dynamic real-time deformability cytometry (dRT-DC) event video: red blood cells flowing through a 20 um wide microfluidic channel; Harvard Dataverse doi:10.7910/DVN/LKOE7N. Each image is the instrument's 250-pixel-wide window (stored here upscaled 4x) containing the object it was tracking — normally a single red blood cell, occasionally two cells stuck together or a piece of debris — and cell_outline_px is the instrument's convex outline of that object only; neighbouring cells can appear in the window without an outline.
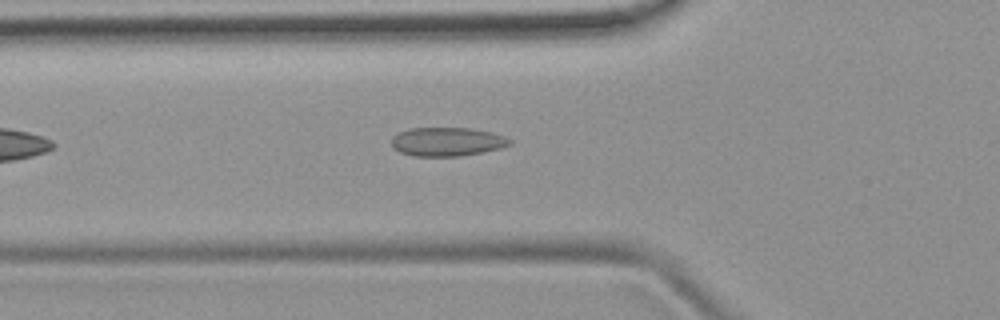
{"species": "common noctule bat (a hibernating species)", "species_latin": "Nyctalus noctula", "temperature_condition": "room temperature", "stored_images_in_passage": 22, "camera_frame_rate_fps": 3000, "um_per_image_px": 0.085, "animal": {"sex": "female", "body_mass_g": 19.9}, "frame": {"image": 1, "passage_image": 2, "time_ms": 0.333, "image_size_px": [1000, 320], "cell_outline_px": [[512, 144], [500, 148], [484, 152], [460, 156], [412, 156], [400, 152], [392, 148], [392, 136], [408, 128], [472, 128], [492, 132], [504, 136], [512, 140]], "centroid_in_image_um": [38.01, 12.04], "position_along_channel_um": 87.8, "area_um2": 20.0}}
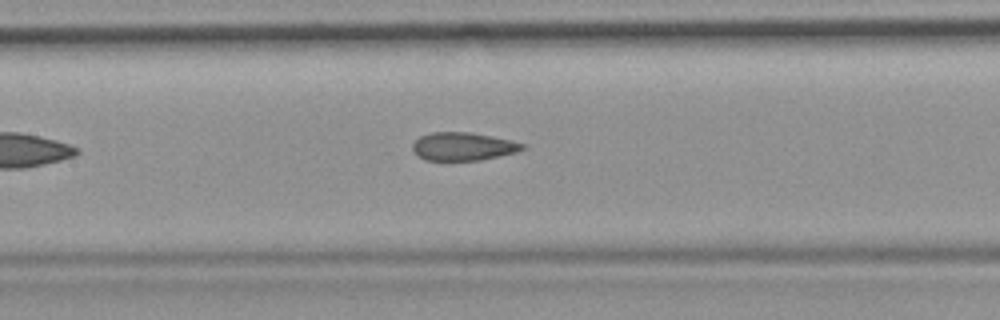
{"frame": {"image": 2, "passage_image": 8, "time_ms": 2.333, "image_size_px": [1000, 320], "cell_outline_px": [[528, 148], [516, 152], [500, 156], [480, 160], [424, 160], [412, 148], [412, 144], [420, 136], [432, 132], [468, 132], [492, 136], [524, 144]], "centroid_in_image_um": [39.38, 12.45], "position_along_channel_um": 168.0, "area_um2": 17.86}}
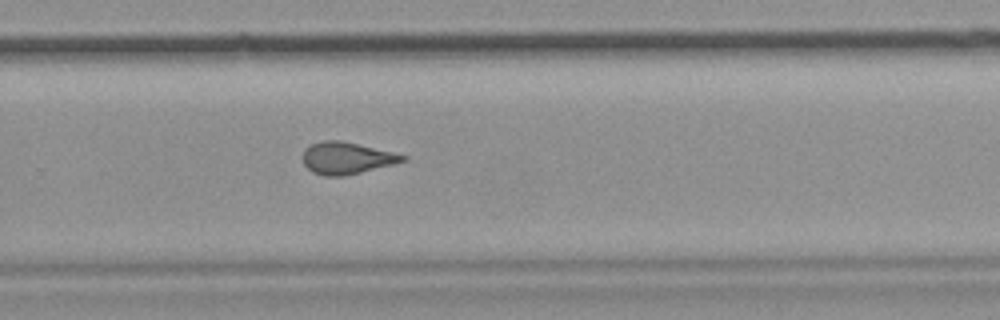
{"frame": {"image": 3, "passage_image": 18, "time_ms": 5.667, "image_size_px": [1000, 320], "cell_outline_px": [[408, 160], [396, 164], [344, 176], [324, 176], [312, 172], [304, 164], [304, 148], [312, 144], [324, 140], [340, 140], [392, 152], [408, 156]], "centroid_in_image_um": [29.49, 13.45], "position_along_channel_um": 300.3, "area_um2": 18.55}}